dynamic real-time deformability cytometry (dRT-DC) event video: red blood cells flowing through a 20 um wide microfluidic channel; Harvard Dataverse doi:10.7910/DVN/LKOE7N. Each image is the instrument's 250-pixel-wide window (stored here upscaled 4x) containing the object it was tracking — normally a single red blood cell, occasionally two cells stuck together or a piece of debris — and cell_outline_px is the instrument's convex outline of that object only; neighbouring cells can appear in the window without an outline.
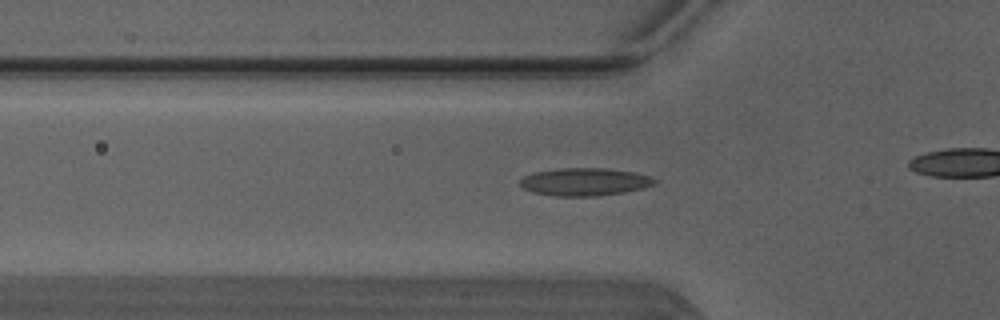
{"species": "Egyptian fruit bat (a non-hibernating species)", "species_latin": "Rousettus aegyptiacus", "temperature_condition": "warm", "stored_images_in_passage": 39, "camera_frame_rate_fps": 3000, "um_per_image_px": 0.085, "animal": {"sex": "male"}, "frame": {"image": 1, "passage_image": 16, "time_ms": 5.0, "image_size_px": [1000, 320], "cell_outline_px": [[656, 184], [644, 188], [624, 192], [596, 196], [556, 196], [532, 192], [524, 188], [520, 184], [520, 180], [524, 176], [532, 172], [560, 168], [604, 168], [632, 172], [652, 176], [656, 180]], "centroid_in_image_um": [49.7, 15.45], "position_along_channel_um": 76.1, "area_um2": 21.79}}
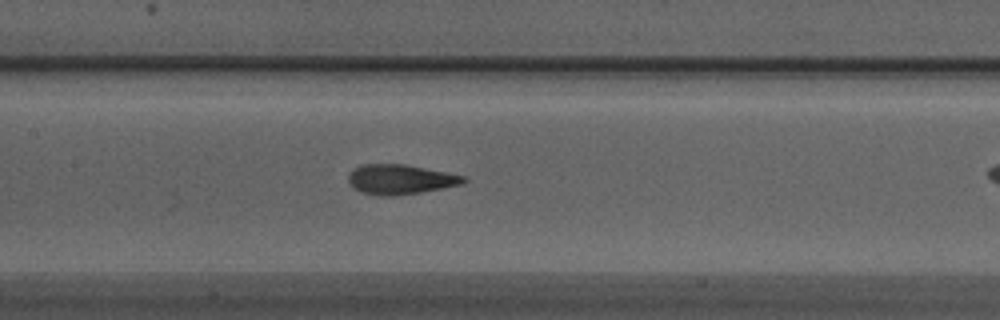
{"frame": {"image": 2, "passage_image": 23, "time_ms": 7.333, "image_size_px": [1000, 320], "cell_outline_px": [[468, 180], [464, 184], [420, 192], [396, 196], [380, 196], [360, 192], [352, 188], [348, 180], [348, 176], [352, 168], [360, 164], [404, 164], [448, 172], [464, 176]], "centroid_in_image_um": [34.0, 15.25], "position_along_channel_um": 173.4, "area_um2": 20.29}}
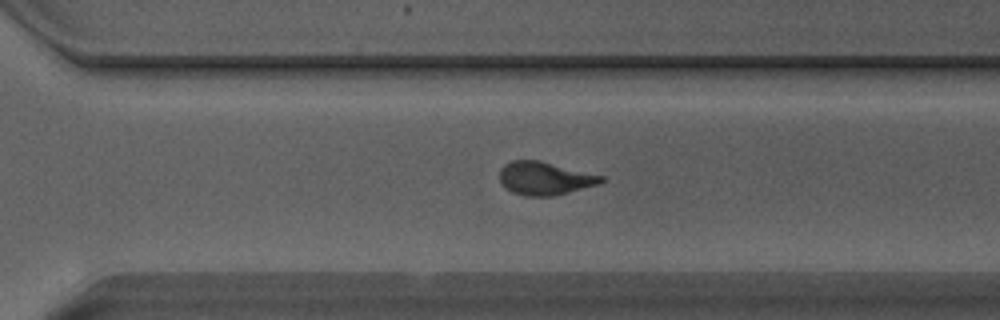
{"frame": {"image": 3, "passage_image": 34, "time_ms": 11.0, "image_size_px": [1000, 320], "cell_outline_px": [[604, 180], [600, 184], [552, 196], [524, 196], [512, 192], [504, 188], [500, 184], [500, 168], [504, 164], [512, 160], [540, 160], [604, 176]], "centroid_in_image_um": [46.27, 15.16], "position_along_channel_um": 324.3, "area_um2": 19.77}}